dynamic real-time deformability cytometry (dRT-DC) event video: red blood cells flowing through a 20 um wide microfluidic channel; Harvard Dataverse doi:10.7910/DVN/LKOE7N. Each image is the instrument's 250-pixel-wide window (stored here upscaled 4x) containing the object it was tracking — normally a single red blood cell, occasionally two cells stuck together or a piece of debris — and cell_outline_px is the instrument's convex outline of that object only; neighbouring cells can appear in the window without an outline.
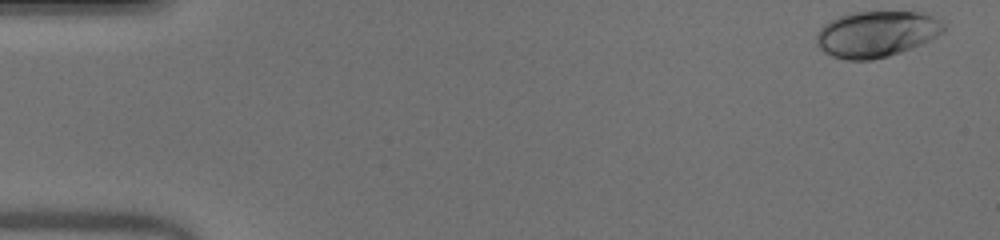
{"species": "human", "species_latin": "Homo sapiens", "temperature_condition": "warm", "stored_images_in_passage": 46, "camera_frame_rate_fps": 3000, "um_per_image_px": 0.085, "donor": {"sex": "male"}, "frame": {"image": 1, "passage_image": 1, "time_ms": 0.0, "image_size_px": [1000, 240], "cell_outline_px": [[948, 28], [944, 32], [912, 48], [888, 56], [872, 60], [848, 60], [832, 56], [824, 52], [816, 44], [816, 32], [824, 24], [848, 12], [920, 12], [932, 16], [940, 20]], "centroid_in_image_um": [74.49, 2.89], "position_along_channel_um": 10.5, "area_um2": 34.22}}
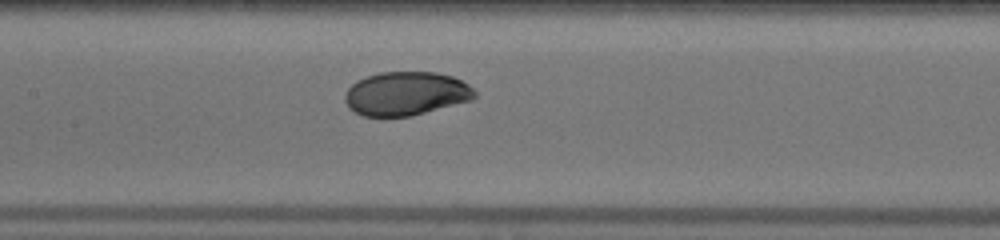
{"frame": {"image": 2, "passage_image": 24, "time_ms": 7.667, "image_size_px": [1000, 240], "cell_outline_px": [[476, 96], [472, 100], [412, 116], [364, 116], [348, 108], [344, 100], [344, 96], [348, 88], [356, 80], [380, 72], [436, 72], [452, 76], [468, 84], [476, 92]], "centroid_in_image_um": [34.5, 7.95], "position_along_channel_um": 172.9, "area_um2": 33.12}}
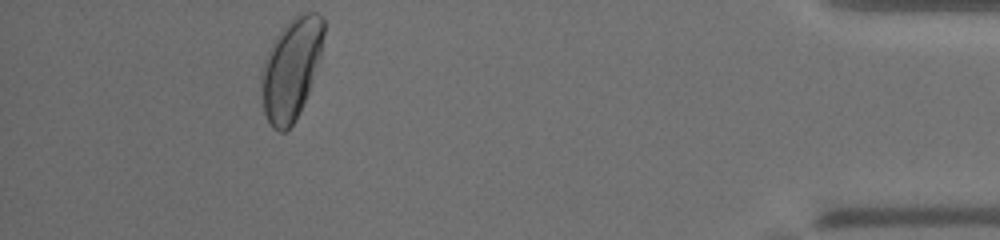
{"frame": {"image": 3, "passage_image": 46, "time_ms": 15.0, "image_size_px": [1000, 240], "cell_outline_px": [[324, 32], [320, 56], [308, 92], [300, 112], [296, 120], [284, 132], [280, 132], [272, 128], [268, 124], [264, 112], [260, 84], [260, 68], [272, 40], [288, 20], [300, 12], [316, 12], [324, 16]], "centroid_in_image_um": [24.71, 5.82], "position_along_channel_um": 410.5, "area_um2": 37.34}, "authors_computed_cell_mechanics": {"area_um2": 33.7552, "velocity_mm_per_s": 4.0116, "shape_relaxation_time_tau1_ms": 3.2818, "shape_relaxation_time_tau2_ms": null, "deformation_change_tau1": 0.1463, "deformation_change_tau2": null}}